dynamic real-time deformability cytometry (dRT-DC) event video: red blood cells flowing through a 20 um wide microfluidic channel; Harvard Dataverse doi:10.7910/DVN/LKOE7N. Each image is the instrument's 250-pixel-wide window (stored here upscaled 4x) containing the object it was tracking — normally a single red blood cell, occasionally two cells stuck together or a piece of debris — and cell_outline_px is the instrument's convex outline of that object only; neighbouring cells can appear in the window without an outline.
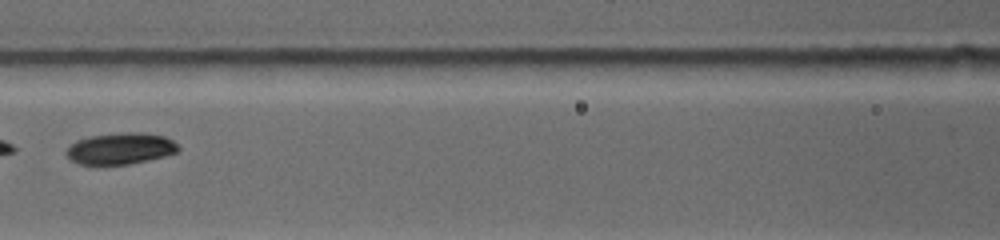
{"species": "common noctule bat (a hibernating species)", "species_latin": "Nyctalus noctula", "temperature_condition": "warm", "stored_images_in_passage": 31, "camera_frame_rate_fps": 4500, "um_per_image_px": 0.085, "animal": {"sex": "female", "body_mass_g": 19.0, "forearm_length_mm": 53.3}, "frame": {"image": 1, "passage_image": 10, "time_ms": 3.556, "image_size_px": [1000, 240], "cell_outline_px": [[180, 152], [148, 160], [128, 164], [104, 168], [96, 168], [80, 164], [72, 160], [64, 152], [76, 140], [88, 136], [124, 132], [140, 132], [164, 136], [172, 140], [180, 148]], "centroid_in_image_um": [10.2, 12.67], "position_along_channel_um": 156.4, "area_um2": 21.27}}
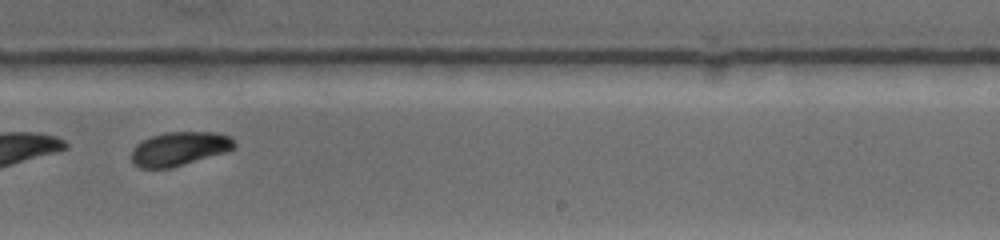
{"frame": {"image": 2, "passage_image": 18, "time_ms": 6.667, "image_size_px": [1000, 240], "cell_outline_px": [[236, 148], [228, 152], [172, 168], [140, 168], [132, 164], [132, 148], [136, 144], [152, 136], [164, 132], [216, 132], [228, 136], [236, 144]], "centroid_in_image_um": [15.26, 12.65], "position_along_channel_um": 273.7, "area_um2": 20.52}}